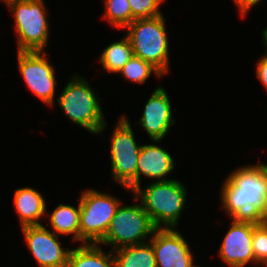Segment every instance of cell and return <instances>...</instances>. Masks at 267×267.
<instances>
[{"label":"cell","mask_w":267,"mask_h":267,"mask_svg":"<svg viewBox=\"0 0 267 267\" xmlns=\"http://www.w3.org/2000/svg\"><path fill=\"white\" fill-rule=\"evenodd\" d=\"M220 204L231 218L260 219L267 203V163L232 170L220 189Z\"/></svg>","instance_id":"cell-1"},{"label":"cell","mask_w":267,"mask_h":267,"mask_svg":"<svg viewBox=\"0 0 267 267\" xmlns=\"http://www.w3.org/2000/svg\"><path fill=\"white\" fill-rule=\"evenodd\" d=\"M144 189L137 187L134 194L142 203L157 229L177 228L187 201V188L177 179L155 181Z\"/></svg>","instance_id":"cell-2"},{"label":"cell","mask_w":267,"mask_h":267,"mask_svg":"<svg viewBox=\"0 0 267 267\" xmlns=\"http://www.w3.org/2000/svg\"><path fill=\"white\" fill-rule=\"evenodd\" d=\"M56 99L66 117L92 134L103 135L107 122L102 111L100 97L89 82L79 74L72 75Z\"/></svg>","instance_id":"cell-3"},{"label":"cell","mask_w":267,"mask_h":267,"mask_svg":"<svg viewBox=\"0 0 267 267\" xmlns=\"http://www.w3.org/2000/svg\"><path fill=\"white\" fill-rule=\"evenodd\" d=\"M14 18L17 51H45L50 36L44 0H3Z\"/></svg>","instance_id":"cell-4"},{"label":"cell","mask_w":267,"mask_h":267,"mask_svg":"<svg viewBox=\"0 0 267 267\" xmlns=\"http://www.w3.org/2000/svg\"><path fill=\"white\" fill-rule=\"evenodd\" d=\"M125 30L134 56L151 63L163 76L166 75L170 70V43L164 15L136 19Z\"/></svg>","instance_id":"cell-5"},{"label":"cell","mask_w":267,"mask_h":267,"mask_svg":"<svg viewBox=\"0 0 267 267\" xmlns=\"http://www.w3.org/2000/svg\"><path fill=\"white\" fill-rule=\"evenodd\" d=\"M132 201L137 203L123 206L121 202L104 238L98 244L110 245L111 250L114 251L121 247L150 241L157 228L135 195Z\"/></svg>","instance_id":"cell-6"},{"label":"cell","mask_w":267,"mask_h":267,"mask_svg":"<svg viewBox=\"0 0 267 267\" xmlns=\"http://www.w3.org/2000/svg\"><path fill=\"white\" fill-rule=\"evenodd\" d=\"M130 123L127 115H122L115 124L110 138V163L113 181L131 193L137 188V164L142 145L137 144Z\"/></svg>","instance_id":"cell-7"},{"label":"cell","mask_w":267,"mask_h":267,"mask_svg":"<svg viewBox=\"0 0 267 267\" xmlns=\"http://www.w3.org/2000/svg\"><path fill=\"white\" fill-rule=\"evenodd\" d=\"M80 194V242L98 244L122 201L95 189H87Z\"/></svg>","instance_id":"cell-8"},{"label":"cell","mask_w":267,"mask_h":267,"mask_svg":"<svg viewBox=\"0 0 267 267\" xmlns=\"http://www.w3.org/2000/svg\"><path fill=\"white\" fill-rule=\"evenodd\" d=\"M18 69L28 89L47 106L56 99L57 78L46 51H17Z\"/></svg>","instance_id":"cell-9"},{"label":"cell","mask_w":267,"mask_h":267,"mask_svg":"<svg viewBox=\"0 0 267 267\" xmlns=\"http://www.w3.org/2000/svg\"><path fill=\"white\" fill-rule=\"evenodd\" d=\"M231 226L223 236L218 256L229 267H247L255 264L252 248L254 227L260 222L251 218H231Z\"/></svg>","instance_id":"cell-10"},{"label":"cell","mask_w":267,"mask_h":267,"mask_svg":"<svg viewBox=\"0 0 267 267\" xmlns=\"http://www.w3.org/2000/svg\"><path fill=\"white\" fill-rule=\"evenodd\" d=\"M27 247L39 267H67L71 249L64 248L55 234L44 225L21 228Z\"/></svg>","instance_id":"cell-11"},{"label":"cell","mask_w":267,"mask_h":267,"mask_svg":"<svg viewBox=\"0 0 267 267\" xmlns=\"http://www.w3.org/2000/svg\"><path fill=\"white\" fill-rule=\"evenodd\" d=\"M149 242L155 252L157 267H203L194 264L190 245L179 229H156Z\"/></svg>","instance_id":"cell-12"},{"label":"cell","mask_w":267,"mask_h":267,"mask_svg":"<svg viewBox=\"0 0 267 267\" xmlns=\"http://www.w3.org/2000/svg\"><path fill=\"white\" fill-rule=\"evenodd\" d=\"M168 96L162 86H157L145 103L140 119L135 122V125L144 129L152 141H162L176 123Z\"/></svg>","instance_id":"cell-13"},{"label":"cell","mask_w":267,"mask_h":267,"mask_svg":"<svg viewBox=\"0 0 267 267\" xmlns=\"http://www.w3.org/2000/svg\"><path fill=\"white\" fill-rule=\"evenodd\" d=\"M161 140H153L154 144H142L137 164V187L141 186V176L155 181L170 180L168 175L176 167L171 154L157 144ZM156 143V144H155Z\"/></svg>","instance_id":"cell-14"},{"label":"cell","mask_w":267,"mask_h":267,"mask_svg":"<svg viewBox=\"0 0 267 267\" xmlns=\"http://www.w3.org/2000/svg\"><path fill=\"white\" fill-rule=\"evenodd\" d=\"M13 198V205L21 228L43 225L40 221L48 210L43 194L32 187H22L14 191Z\"/></svg>","instance_id":"cell-15"},{"label":"cell","mask_w":267,"mask_h":267,"mask_svg":"<svg viewBox=\"0 0 267 267\" xmlns=\"http://www.w3.org/2000/svg\"><path fill=\"white\" fill-rule=\"evenodd\" d=\"M47 216H49V226L57 235H71L74 242H80V207L60 203Z\"/></svg>","instance_id":"cell-16"},{"label":"cell","mask_w":267,"mask_h":267,"mask_svg":"<svg viewBox=\"0 0 267 267\" xmlns=\"http://www.w3.org/2000/svg\"><path fill=\"white\" fill-rule=\"evenodd\" d=\"M100 244H81L70 250L67 267H115L112 250L104 252Z\"/></svg>","instance_id":"cell-17"},{"label":"cell","mask_w":267,"mask_h":267,"mask_svg":"<svg viewBox=\"0 0 267 267\" xmlns=\"http://www.w3.org/2000/svg\"><path fill=\"white\" fill-rule=\"evenodd\" d=\"M112 252L115 267H157L155 252L149 241L121 247Z\"/></svg>","instance_id":"cell-18"},{"label":"cell","mask_w":267,"mask_h":267,"mask_svg":"<svg viewBox=\"0 0 267 267\" xmlns=\"http://www.w3.org/2000/svg\"><path fill=\"white\" fill-rule=\"evenodd\" d=\"M133 55L130 39L125 34L121 40L110 43L103 49L99 62L106 72L118 74Z\"/></svg>","instance_id":"cell-19"},{"label":"cell","mask_w":267,"mask_h":267,"mask_svg":"<svg viewBox=\"0 0 267 267\" xmlns=\"http://www.w3.org/2000/svg\"><path fill=\"white\" fill-rule=\"evenodd\" d=\"M123 79L135 84H145L152 74L162 77V73L151 63L144 61L140 57L132 56V58L118 72Z\"/></svg>","instance_id":"cell-20"},{"label":"cell","mask_w":267,"mask_h":267,"mask_svg":"<svg viewBox=\"0 0 267 267\" xmlns=\"http://www.w3.org/2000/svg\"><path fill=\"white\" fill-rule=\"evenodd\" d=\"M105 11L102 18L111 26L125 29L132 23V13L128 0H104Z\"/></svg>","instance_id":"cell-21"},{"label":"cell","mask_w":267,"mask_h":267,"mask_svg":"<svg viewBox=\"0 0 267 267\" xmlns=\"http://www.w3.org/2000/svg\"><path fill=\"white\" fill-rule=\"evenodd\" d=\"M132 13V22L136 19L152 18L163 14L160 10L165 0H128Z\"/></svg>","instance_id":"cell-22"},{"label":"cell","mask_w":267,"mask_h":267,"mask_svg":"<svg viewBox=\"0 0 267 267\" xmlns=\"http://www.w3.org/2000/svg\"><path fill=\"white\" fill-rule=\"evenodd\" d=\"M252 248L255 265H264L267 262V225L261 222L253 229Z\"/></svg>","instance_id":"cell-23"},{"label":"cell","mask_w":267,"mask_h":267,"mask_svg":"<svg viewBox=\"0 0 267 267\" xmlns=\"http://www.w3.org/2000/svg\"><path fill=\"white\" fill-rule=\"evenodd\" d=\"M256 75L259 82L263 85L267 92V55L264 53L263 57L256 63Z\"/></svg>","instance_id":"cell-24"},{"label":"cell","mask_w":267,"mask_h":267,"mask_svg":"<svg viewBox=\"0 0 267 267\" xmlns=\"http://www.w3.org/2000/svg\"><path fill=\"white\" fill-rule=\"evenodd\" d=\"M261 2L262 0H233L236 8H238L240 18H246V15L250 13L249 11H251L253 7L257 6Z\"/></svg>","instance_id":"cell-25"},{"label":"cell","mask_w":267,"mask_h":267,"mask_svg":"<svg viewBox=\"0 0 267 267\" xmlns=\"http://www.w3.org/2000/svg\"><path fill=\"white\" fill-rule=\"evenodd\" d=\"M263 45L265 46V54L267 55V27H265L261 33Z\"/></svg>","instance_id":"cell-26"},{"label":"cell","mask_w":267,"mask_h":267,"mask_svg":"<svg viewBox=\"0 0 267 267\" xmlns=\"http://www.w3.org/2000/svg\"><path fill=\"white\" fill-rule=\"evenodd\" d=\"M259 221L265 225H267V203H266V210L265 212L261 215Z\"/></svg>","instance_id":"cell-27"}]
</instances>
